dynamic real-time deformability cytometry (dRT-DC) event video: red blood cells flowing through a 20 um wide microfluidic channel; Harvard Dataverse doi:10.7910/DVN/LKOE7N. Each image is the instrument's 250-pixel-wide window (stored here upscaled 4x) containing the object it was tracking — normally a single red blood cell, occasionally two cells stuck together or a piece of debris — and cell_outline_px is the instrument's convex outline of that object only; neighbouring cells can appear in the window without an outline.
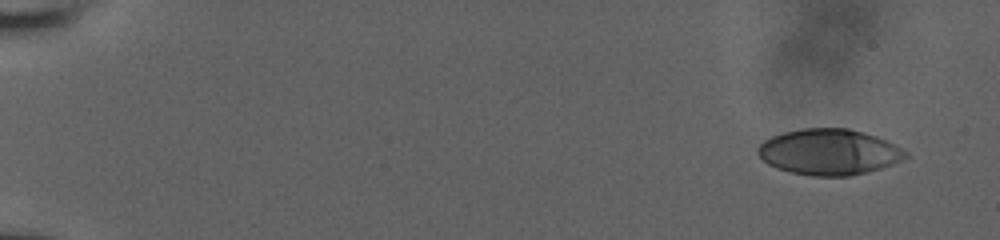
{"species": "human", "species_latin": "Homo sapiens", "temperature_condition": "room temperature", "stored_images_in_passage": 15, "camera_frame_rate_fps": 3000, "um_per_image_px": 0.085, "donor": {"sex": "male"}, "frame": {"image": 1, "passage_image": 1, "time_ms": 0.0, "image_size_px": [1000, 240], "cell_outline_px": [[908, 156], [892, 164], [880, 168], [848, 176], [812, 176], [792, 172], [776, 168], [768, 164], [756, 152], [756, 148], [764, 140], [772, 136], [784, 132], [804, 128], [848, 128], [864, 132], [888, 140], [908, 152]], "centroid_in_image_um": [70.46, 12.91], "position_along_channel_um": 14.5, "area_um2": 39.42}}
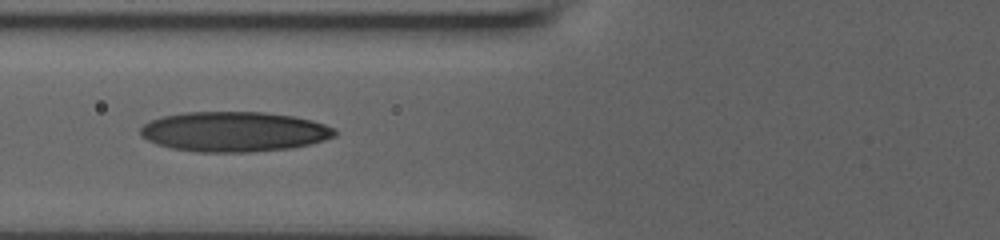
{"frame": {"image": 2, "passage_image": 13, "time_ms": 7.0, "image_size_px": [1000, 240], "cell_outline_px": [[336, 136], [324, 140], [292, 148], [252, 152], [200, 152], [172, 148], [156, 144], [140, 136], [140, 128], [144, 124], [152, 120], [164, 116], [184, 112], [264, 112], [292, 116], [312, 120], [336, 128]], "centroid_in_image_um": [19.91, 11.19], "position_along_channel_um": 105.9, "area_um2": 45.37}}
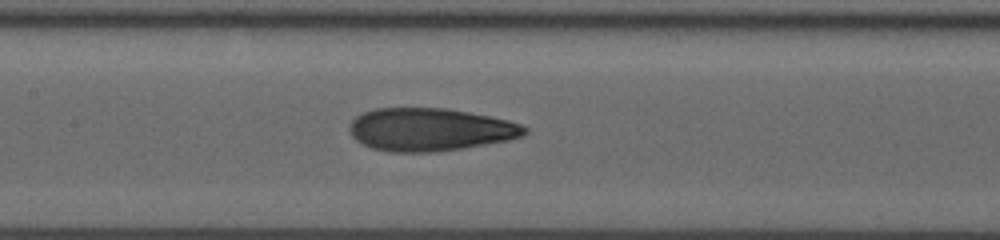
{"frame": {"image": 3, "passage_image": 15, "time_ms": 8.667, "image_size_px": [1000, 240], "cell_outline_px": [[528, 132], [524, 136], [508, 140], [436, 152], [388, 152], [372, 148], [356, 140], [352, 136], [348, 128], [352, 120], [356, 116], [364, 112], [376, 108], [448, 108], [508, 120], [520, 124], [528, 128]], "centroid_in_image_um": [36.54, 11.01], "position_along_channel_um": 170.9, "area_um2": 43.7}}